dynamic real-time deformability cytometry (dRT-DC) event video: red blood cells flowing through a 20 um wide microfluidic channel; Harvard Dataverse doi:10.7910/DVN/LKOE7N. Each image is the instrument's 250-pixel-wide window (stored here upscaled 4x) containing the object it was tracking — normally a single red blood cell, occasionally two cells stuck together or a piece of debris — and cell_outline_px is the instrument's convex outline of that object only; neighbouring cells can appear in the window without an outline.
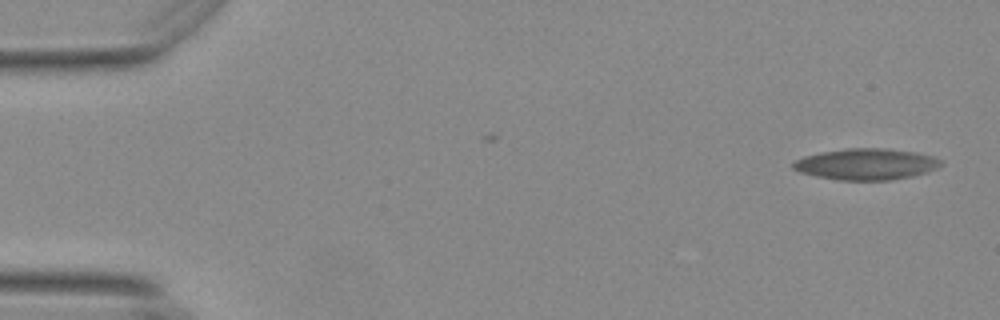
{"species": "Egyptian fruit bat (a non-hibernating species)", "species_latin": "Rousettus aegyptiacus", "temperature_condition": "warm", "stored_images_in_passage": 57, "camera_frame_rate_fps": 3000, "um_per_image_px": 0.085, "animal": {"sex": "female"}, "frame": {"image": 1, "passage_image": 1, "time_ms": 0.0, "image_size_px": [1000, 320], "cell_outline_px": [[944, 164], [936, 168], [912, 176], [892, 180], [840, 180], [816, 176], [800, 172], [792, 168], [792, 164], [796, 160], [804, 156], [820, 152], [848, 148], [888, 148], [916, 152], [932, 156], [940, 160]], "centroid_in_image_um": [73.62, 13.95], "position_along_channel_um": 11.4, "area_um2": 26.88}}
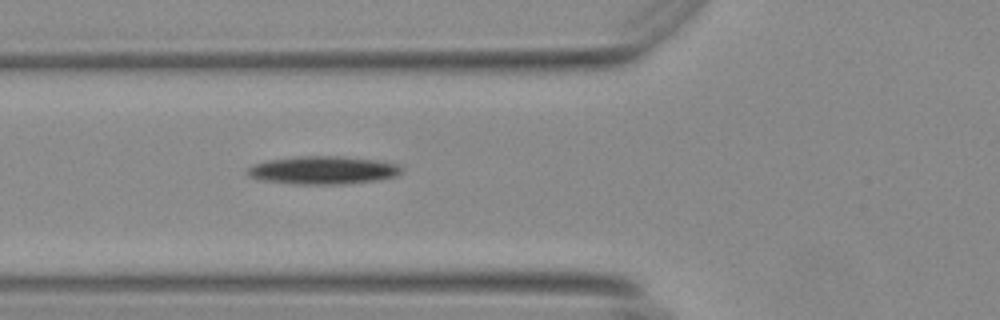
{"frame": {"image": 2, "passage_image": 20, "time_ms": 6.333, "image_size_px": [1000, 320], "cell_outline_px": [[404, 172], [396, 176], [376, 180], [344, 184], [292, 184], [260, 180], [248, 176], [244, 172], [252, 164], [264, 160], [296, 156], [344, 156], [384, 160], [400, 164], [404, 168]], "centroid_in_image_um": [27.47, 14.45], "position_along_channel_um": 98.3, "area_um2": 25.95}}
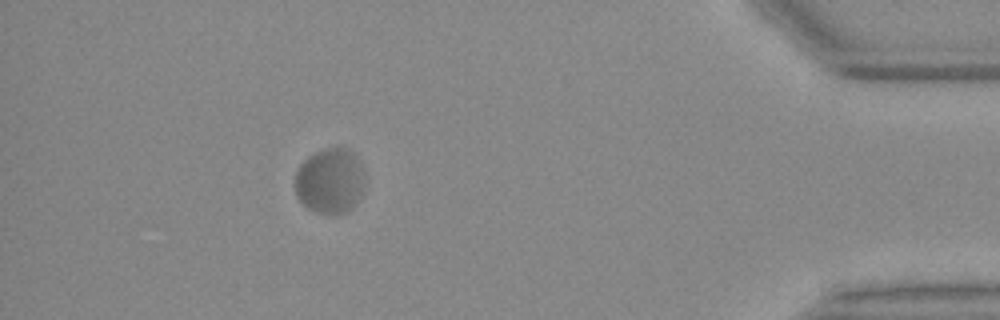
{"frame": {"image": 3, "passage_image": 51, "time_ms": 16.667, "image_size_px": [1000, 320], "cell_outline_px": [[364, 184], [356, 200], [348, 212], [336, 216], [328, 216], [316, 212], [308, 208], [296, 196], [296, 172], [300, 164], [308, 156], [316, 152], [328, 148], [348, 148], [360, 160], [364, 172]], "centroid_in_image_um": [28.05, 15.4], "position_along_channel_um": 407.1, "area_um2": 26.7}}